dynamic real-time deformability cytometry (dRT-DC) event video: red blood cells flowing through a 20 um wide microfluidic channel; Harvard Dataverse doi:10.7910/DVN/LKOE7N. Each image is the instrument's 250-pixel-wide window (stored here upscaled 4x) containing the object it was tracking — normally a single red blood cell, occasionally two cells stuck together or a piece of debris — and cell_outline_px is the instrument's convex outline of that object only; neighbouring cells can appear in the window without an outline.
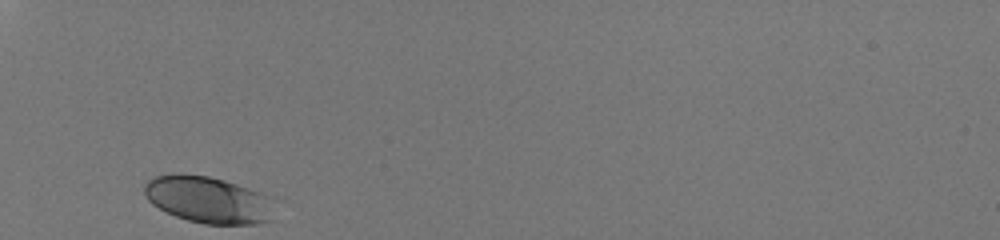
{"species": "human", "species_latin": "Homo sapiens", "temperature_condition": "room temperature", "stored_images_in_passage": 27, "camera_frame_rate_fps": 3000, "um_per_image_px": 0.085, "donor": {"sex": "male"}, "frame": {"image": 1, "passage_image": 1, "time_ms": 0.0, "image_size_px": [1000, 240], "cell_outline_px": [[276, 220], [256, 224], [204, 224], [188, 220], [176, 216], [152, 204], [144, 196], [144, 184], [148, 180], [156, 176], [208, 176], [224, 180], [260, 192], [268, 196]], "centroid_in_image_um": [17.74, 17.02], "position_along_channel_um": 67.3, "area_um2": 34.91}}
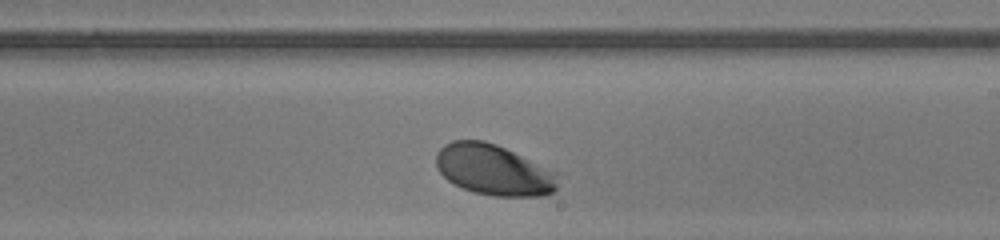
{"frame": {"image": 2, "passage_image": 16, "time_ms": 5.0, "image_size_px": [1000, 240], "cell_outline_px": [[556, 188], [552, 192], [544, 196], [492, 196], [472, 192], [448, 180], [436, 168], [436, 152], [444, 144], [452, 140], [484, 140], [496, 144], [556, 172]], "centroid_in_image_um": [41.92, 14.44], "position_along_channel_um": 247.1, "area_um2": 35.78}}
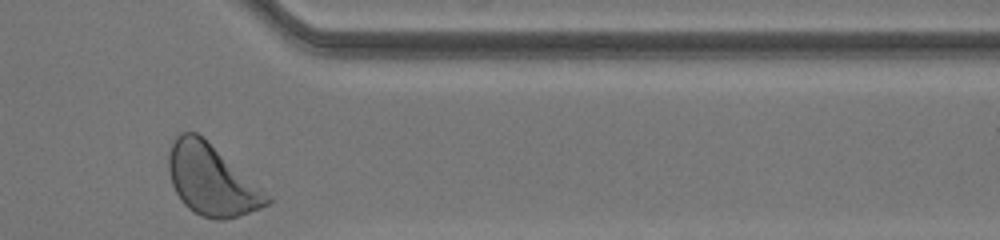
{"frame": {"image": 3, "passage_image": 27, "time_ms": 8.667, "image_size_px": [1000, 240], "cell_outline_px": [[272, 200], [268, 204], [260, 208], [224, 220], [216, 220], [200, 216], [188, 208], [184, 204], [176, 192], [172, 184], [168, 168], [168, 152], [172, 140], [180, 132], [196, 132], [264, 188]], "centroid_in_image_um": [17.97, 15.3], "position_along_channel_um": 393.4, "area_um2": 40.46}, "authors_computed_cell_mechanics": {"area_um2": 36.125, "velocity_mm_per_s": 4.0134, "shape_relaxation_time_tau1_ms": 1.3715, "shape_relaxation_time_tau2_ms": null, "deformation_change_tau1": 0.1146, "deformation_change_tau2": null}}